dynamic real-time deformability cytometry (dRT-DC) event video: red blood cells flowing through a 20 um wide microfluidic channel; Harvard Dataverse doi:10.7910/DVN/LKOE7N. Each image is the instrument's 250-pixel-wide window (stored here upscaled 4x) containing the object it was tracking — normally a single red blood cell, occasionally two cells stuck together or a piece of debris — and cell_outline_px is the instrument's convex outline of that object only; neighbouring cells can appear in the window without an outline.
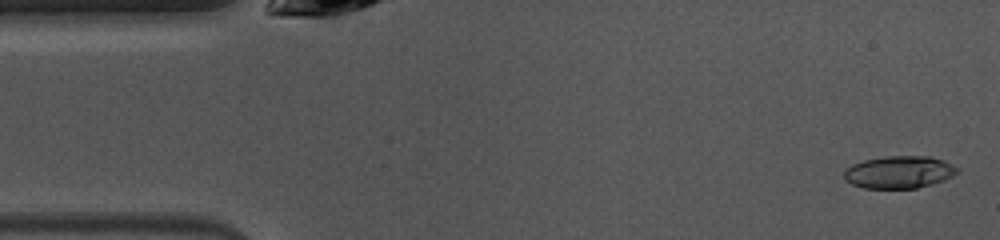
{"species": "common noctule bat (a hibernating species)", "species_latin": "Nyctalus noctula", "temperature_condition": "warm", "stored_images_in_passage": 47, "camera_frame_rate_fps": 3000, "um_per_image_px": 0.085, "animal": {"sex": "female", "body_mass_g": 10.0, "forearm_length_mm": 53.1}, "frame": {"image": 1, "passage_image": 1, "time_ms": 0.0, "image_size_px": [1000, 240], "cell_outline_px": [[956, 172], [952, 176], [944, 180], [932, 184], [916, 188], [864, 188], [852, 184], [844, 180], [844, 172], [852, 164], [864, 160], [884, 156], [932, 156], [944, 160], [956, 168]], "centroid_in_image_um": [76.4, 14.63], "position_along_channel_um": 8.6, "area_um2": 21.27}}
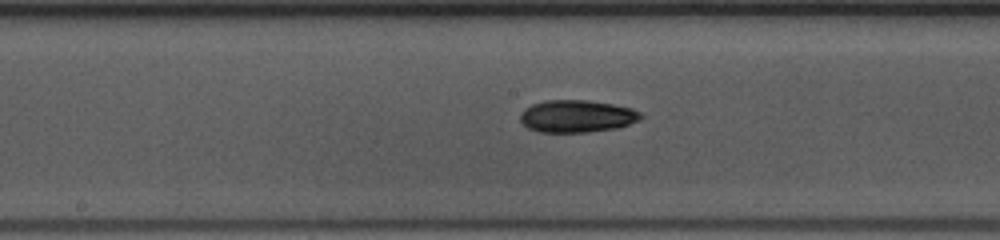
{"frame": {"image": 2, "passage_image": 22, "time_ms": 7.0, "image_size_px": [1000, 240], "cell_outline_px": [[644, 116], [640, 120], [616, 128], [588, 132], [536, 132], [528, 128], [520, 120], [520, 116], [524, 108], [532, 104], [548, 100], [588, 100], [612, 104], [632, 108], [640, 112]], "centroid_in_image_um": [49.03, 9.88], "position_along_channel_um": 199.2, "area_um2": 22.77}}
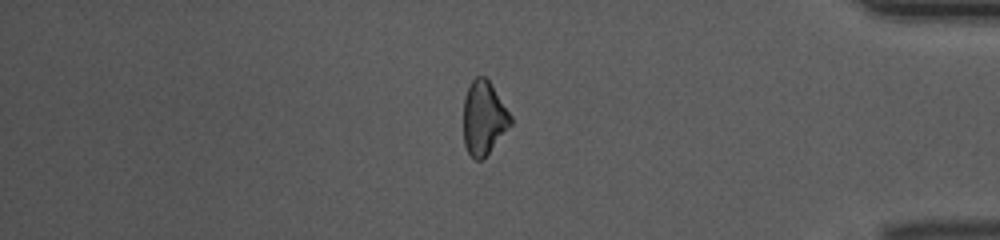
{"frame": {"image": 3, "passage_image": 39, "time_ms": 12.667, "image_size_px": [1000, 240], "cell_outline_px": [[512, 124], [488, 152], [480, 160], [476, 160], [468, 152], [464, 144], [464, 96], [472, 80], [476, 76], [484, 76], [492, 84], [512, 116]], "centroid_in_image_um": [41.12, 9.99], "position_along_channel_um": 394.1, "area_um2": 20.06}, "authors_computed_cell_mechanics": {"area_um2": 21.7906, "velocity_mm_per_s": 4.0536, "shape_relaxation_time_tau1_ms": 2.9965, "shape_relaxation_time_tau2_ms": null, "deformation_change_tau1": 0.1151, "deformation_change_tau2": null}}